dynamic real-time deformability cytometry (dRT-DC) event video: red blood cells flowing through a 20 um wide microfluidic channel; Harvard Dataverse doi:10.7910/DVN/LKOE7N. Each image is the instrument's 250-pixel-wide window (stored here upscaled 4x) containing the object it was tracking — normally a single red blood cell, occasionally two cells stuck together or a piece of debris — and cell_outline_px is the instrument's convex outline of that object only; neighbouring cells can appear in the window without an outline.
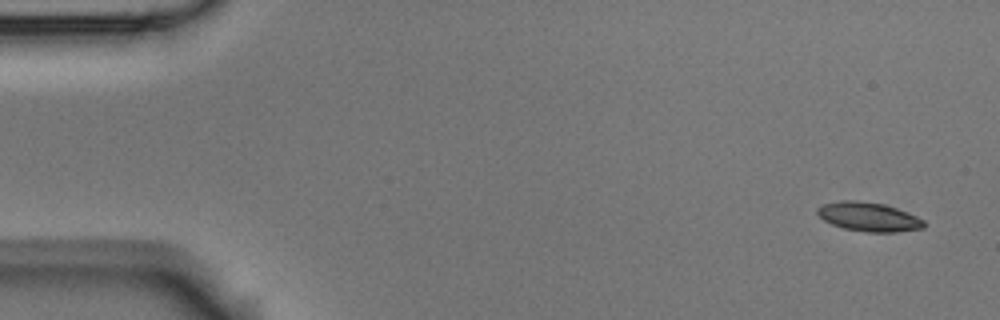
{"species": "Egyptian fruit bat (a non-hibernating species)", "species_latin": "Rousettus aegyptiacus", "temperature_condition": "room temperature", "stored_images_in_passage": 9, "camera_frame_rate_fps": 3000, "um_per_image_px": 0.085, "animal": {"sex": "male"}, "frame": {"image": 1, "passage_image": 1, "time_ms": 0.0, "image_size_px": [1000, 320], "cell_outline_px": [[928, 224], [924, 228], [896, 232], [868, 232], [844, 228], [832, 224], [824, 220], [816, 212], [816, 208], [824, 204], [840, 200], [856, 200], [884, 204], [896, 208], [916, 216], [924, 220]], "centroid_in_image_um": [73.86, 18.43], "position_along_channel_um": 11.1, "area_um2": 18.03}}
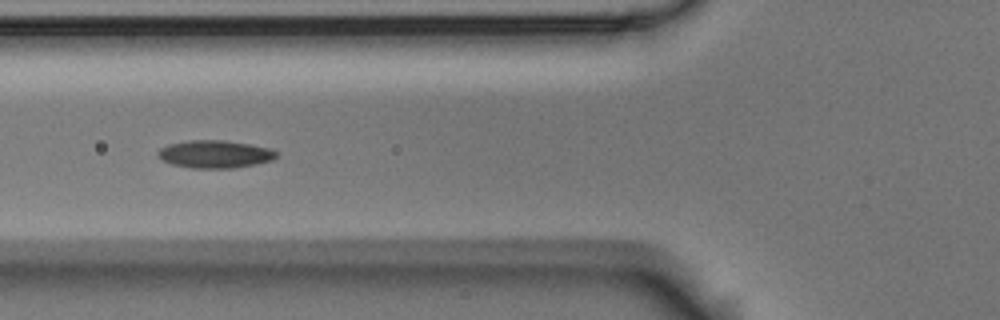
{"frame": {"image": 2, "passage_image": 6, "time_ms": 1.667, "image_size_px": [1000, 320], "cell_outline_px": [[276, 156], [272, 160], [232, 168], [192, 168], [172, 164], [156, 156], [156, 152], [160, 148], [168, 144], [188, 140], [224, 140], [272, 148], [276, 152]], "centroid_in_image_um": [18.22, 13.09], "position_along_channel_um": 107.6, "area_um2": 19.02}}
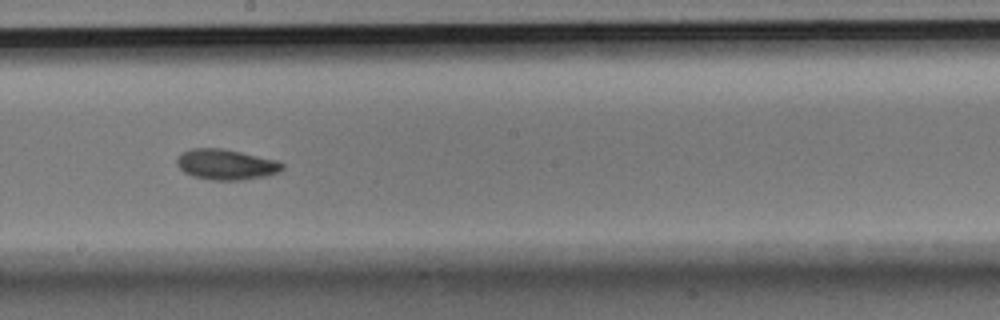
{"frame": {"image": 3, "passage_image": 9, "time_ms": 2.667, "image_size_px": [1000, 320], "cell_outline_px": [[284, 168], [276, 172], [264, 176], [240, 180], [212, 180], [192, 176], [184, 172], [176, 164], [176, 160], [184, 152], [192, 148], [220, 148], [280, 160], [284, 164]], "centroid_in_image_um": [19.23, 13.98], "position_along_channel_um": 229.0, "area_um2": 18.61}}